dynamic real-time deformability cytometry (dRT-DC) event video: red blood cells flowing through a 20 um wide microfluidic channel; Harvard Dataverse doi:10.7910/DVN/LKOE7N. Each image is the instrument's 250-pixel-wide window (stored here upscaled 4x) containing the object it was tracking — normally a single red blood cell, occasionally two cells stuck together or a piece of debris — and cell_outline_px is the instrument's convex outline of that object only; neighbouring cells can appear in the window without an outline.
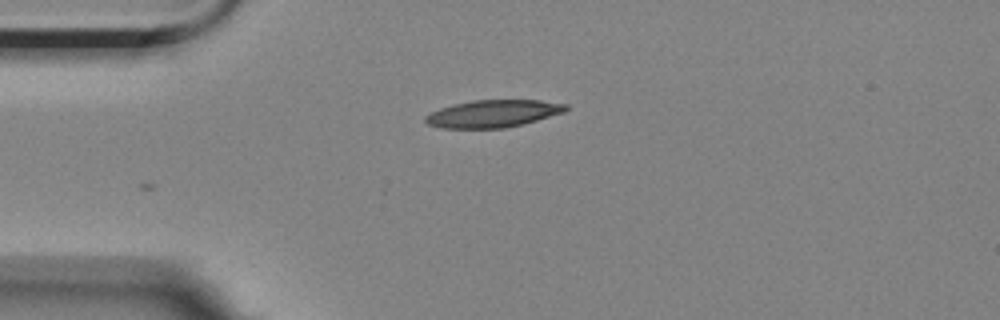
{"species": "Egyptian fruit bat (a non-hibernating species)", "species_latin": "Rousettus aegyptiacus", "temperature_condition": "room temperature", "stored_images_in_passage": 4, "camera_frame_rate_fps": 3000, "um_per_image_px": 0.085, "animal": {"sex": "female"}, "frame": {"image": 1, "passage_image": 4, "time_ms": 4.0, "image_size_px": [1000, 320], "cell_outline_px": [[568, 108], [564, 112], [524, 124], [504, 128], [440, 128], [428, 124], [424, 120], [424, 116], [440, 108], [452, 104], [472, 100], [540, 100], [568, 104]], "centroid_in_image_um": [41.9, 9.65], "position_along_channel_um": 43.1, "area_um2": 22.48}}